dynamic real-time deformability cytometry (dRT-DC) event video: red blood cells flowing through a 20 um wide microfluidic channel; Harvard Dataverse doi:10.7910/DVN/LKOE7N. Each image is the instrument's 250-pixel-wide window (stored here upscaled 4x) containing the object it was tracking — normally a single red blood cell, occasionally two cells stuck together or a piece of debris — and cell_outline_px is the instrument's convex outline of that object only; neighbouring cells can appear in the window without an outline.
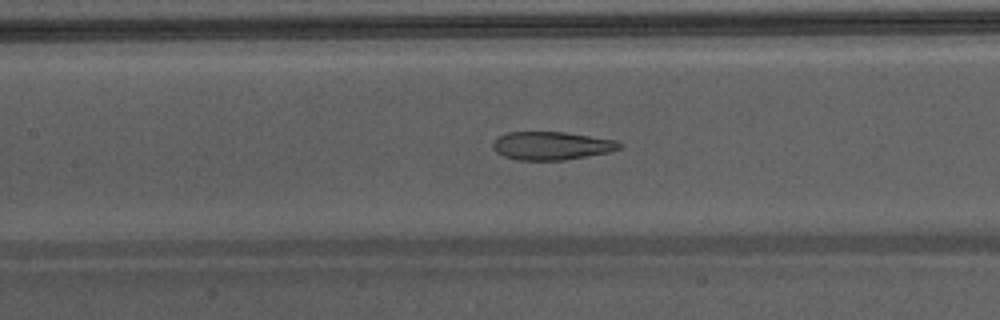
{"species": "Egyptian fruit bat (a non-hibernating species)", "species_latin": "Rousettus aegyptiacus", "temperature_condition": "warm", "stored_images_in_passage": 49, "camera_frame_rate_fps": 3000, "um_per_image_px": 0.085, "animal": {"sex": "male"}, "frame": {"image": 1, "passage_image": 25, "time_ms": 8.0, "image_size_px": [1000, 320], "cell_outline_px": [[624, 144], [620, 148], [612, 152], [564, 160], [516, 160], [504, 156], [496, 152], [492, 148], [492, 144], [500, 136], [508, 132], [564, 132], [616, 140]], "centroid_in_image_um": [46.91, 12.39], "position_along_channel_um": 160.5, "area_um2": 20.87}}
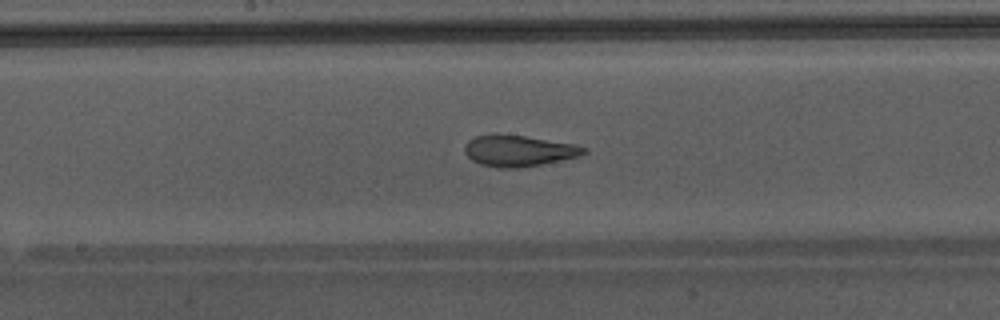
{"frame": {"image": 2, "passage_image": 28, "time_ms": 9.0, "image_size_px": [1000, 320], "cell_outline_px": [[588, 152], [580, 156], [540, 164], [516, 168], [500, 168], [480, 164], [472, 160], [464, 152], [464, 144], [468, 140], [476, 136], [496, 132], [524, 136], [576, 144], [588, 148]], "centroid_in_image_um": [44.07, 12.79], "position_along_channel_um": 204.1, "area_um2": 21.91}}
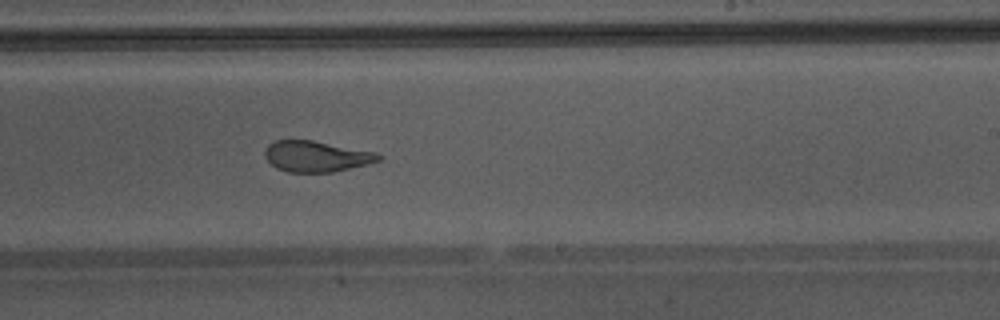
{"frame": {"image": 3, "passage_image": 32, "time_ms": 10.333, "image_size_px": [1000, 320], "cell_outline_px": [[384, 156], [380, 160], [368, 164], [332, 172], [288, 172], [276, 168], [264, 156], [264, 148], [268, 144], [276, 140], [312, 140], [376, 152]], "centroid_in_image_um": [26.88, 13.28], "position_along_channel_um": 262.1, "area_um2": 20.52}, "authors_computed_cell_mechanics": {"area_um2": 24.6806, "velocity_mm_per_s": 4.3698, "shape_relaxation_time_tau1_ms": 9.1786, "shape_relaxation_time_tau2_ms": 1.28, "deformation_change_tau1": 0.2793, "deformation_change_tau2": 0.0915}}